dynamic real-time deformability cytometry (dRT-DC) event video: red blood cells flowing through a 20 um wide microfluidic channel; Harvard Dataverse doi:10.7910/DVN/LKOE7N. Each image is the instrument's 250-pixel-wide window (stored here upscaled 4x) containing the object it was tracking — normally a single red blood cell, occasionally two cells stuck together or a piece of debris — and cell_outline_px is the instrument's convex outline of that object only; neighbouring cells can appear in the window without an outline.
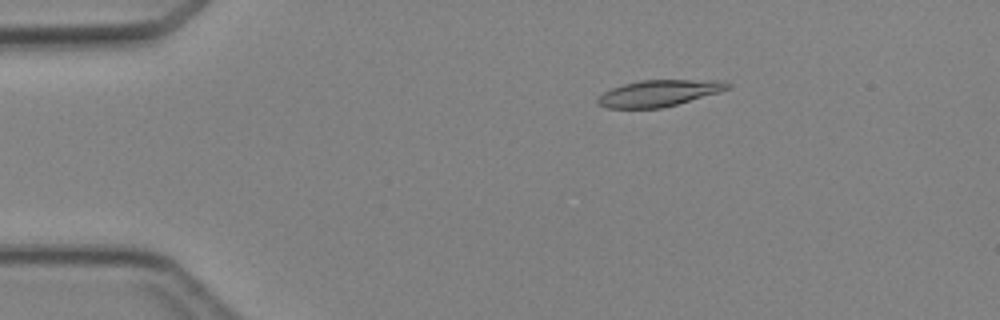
{"species": "Egyptian fruit bat (a non-hibernating species)", "species_latin": "Rousettus aegyptiacus", "temperature_condition": "cold", "stored_images_in_passage": 5, "camera_frame_rate_fps": 3000, "um_per_image_px": 0.085, "animal": {"sex": "female"}, "frame": {"image": 1, "passage_image": 3, "time_ms": 2.333, "image_size_px": [1000, 320], "cell_outline_px": [[732, 88], [720, 92], [676, 104], [660, 108], [608, 108], [596, 104], [596, 96], [612, 88], [624, 84], [640, 80], [724, 80], [732, 84]], "centroid_in_image_um": [56.02, 7.91], "position_along_channel_um": 29.0, "area_um2": 20.11}}
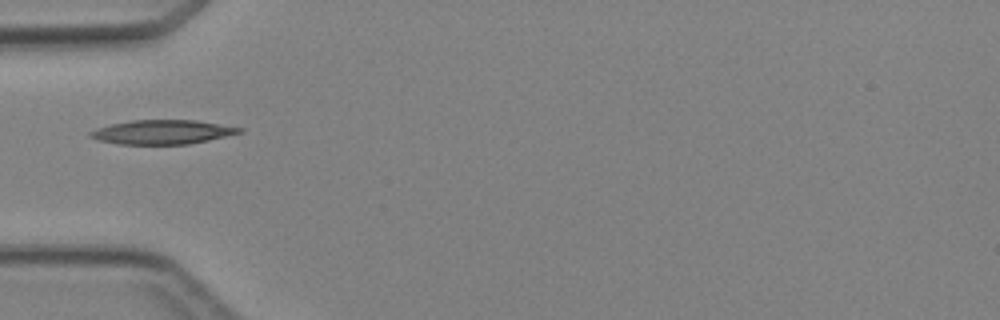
{"frame": {"image": 2, "passage_image": 5, "time_ms": 4.667, "image_size_px": [1000, 320], "cell_outline_px": [[244, 132], [208, 140], [188, 144], [120, 144], [96, 140], [88, 136], [88, 132], [96, 128], [112, 124], [132, 120], [196, 120], [244, 128]], "centroid_in_image_um": [13.79, 11.22], "position_along_channel_um": 71.2, "area_um2": 21.04}}